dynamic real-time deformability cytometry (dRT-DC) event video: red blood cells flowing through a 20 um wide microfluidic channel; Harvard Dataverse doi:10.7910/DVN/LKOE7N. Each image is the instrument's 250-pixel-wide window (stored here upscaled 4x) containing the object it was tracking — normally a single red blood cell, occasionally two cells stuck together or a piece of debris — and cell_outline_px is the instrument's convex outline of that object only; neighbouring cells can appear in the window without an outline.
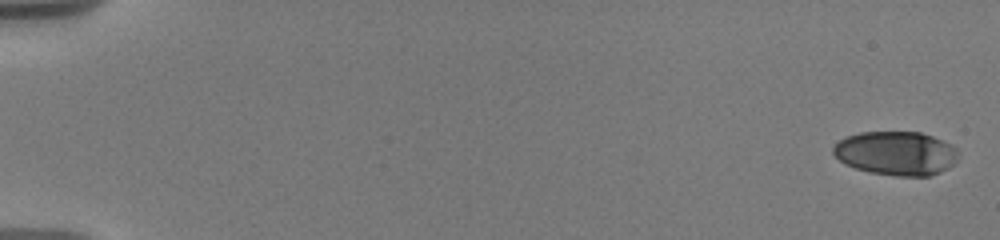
{"species": "human", "species_latin": "Homo sapiens", "temperature_condition": "warm", "stored_images_in_passage": 38, "camera_frame_rate_fps": 3000, "um_per_image_px": 0.085, "donor": {"sex": "male"}, "frame": {"image": 1, "passage_image": 1, "time_ms": 0.0, "image_size_px": [1000, 240], "cell_outline_px": [[956, 156], [952, 164], [948, 168], [940, 172], [928, 176], [896, 176], [872, 172], [856, 168], [844, 164], [832, 152], [832, 148], [840, 140], [848, 136], [860, 132], [920, 132], [932, 136], [956, 148]], "centroid_in_image_um": [76.13, 13.03], "position_along_channel_um": 8.9, "area_um2": 31.56}}
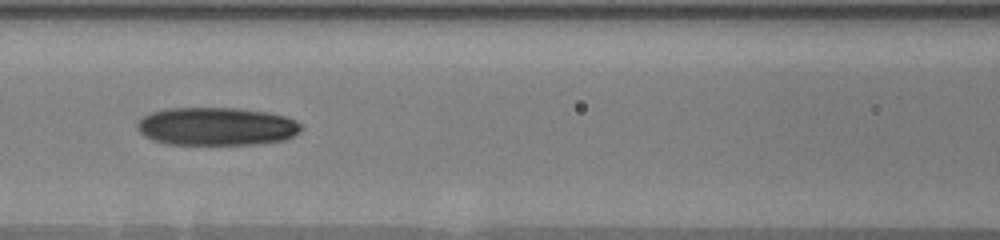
{"frame": {"image": 2, "passage_image": 15, "time_ms": 8.667, "image_size_px": [1000, 240], "cell_outline_px": [[300, 132], [284, 140], [256, 144], [164, 144], [152, 140], [144, 136], [136, 128], [136, 124], [144, 116], [152, 112], [164, 108], [236, 108], [264, 112], [284, 116], [296, 120], [300, 124]], "centroid_in_image_um": [18.36, 10.75], "position_along_channel_um": 148.2, "area_um2": 36.36}}
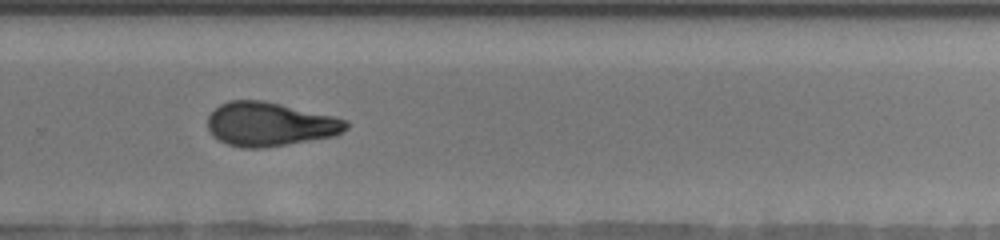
{"frame": {"image": 3, "passage_image": 26, "time_ms": 13.0, "image_size_px": [1000, 240], "cell_outline_px": [[348, 128], [336, 136], [264, 148], [244, 148], [228, 144], [212, 136], [208, 128], [208, 116], [220, 104], [228, 100], [260, 100], [280, 104], [332, 116], [348, 120]], "centroid_in_image_um": [22.93, 10.56], "position_along_channel_um": 306.9, "area_um2": 35.32}, "authors_computed_cell_mechanics": {"area_um2": 35.0268, "velocity_mm_per_s": 3.6737, "shape_relaxation_time_tau1_ms": 6.4112, "shape_relaxation_time_tau2_ms": 4.5983, "deformation_change_tau1": 0.224, "deformation_change_tau2": 0.1203}}